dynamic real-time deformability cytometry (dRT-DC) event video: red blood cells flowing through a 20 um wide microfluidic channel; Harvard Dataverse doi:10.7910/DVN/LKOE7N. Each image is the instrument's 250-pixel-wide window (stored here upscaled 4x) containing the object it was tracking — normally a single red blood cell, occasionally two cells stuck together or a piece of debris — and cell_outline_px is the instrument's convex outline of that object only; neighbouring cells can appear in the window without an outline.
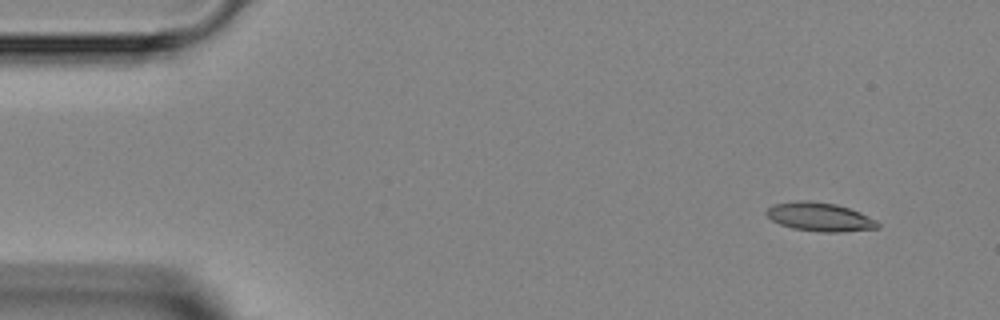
{"species": "Egyptian fruit bat (a non-hibernating species)", "species_latin": "Rousettus aegyptiacus", "temperature_condition": "room temperature", "stored_images_in_passage": 3, "camera_frame_rate_fps": 3000, "um_per_image_px": 0.085, "animal": {"sex": "female"}, "frame": {"image": 1, "passage_image": 1, "time_ms": 0.0, "image_size_px": [1000, 320], "cell_outline_px": [[880, 228], [844, 232], [820, 232], [792, 228], [780, 224], [772, 220], [764, 212], [772, 204], [796, 200], [812, 200], [836, 204], [860, 212], [876, 220], [880, 224]], "centroid_in_image_um": [69.68, 18.43], "position_along_channel_um": 15.3, "area_um2": 18.84}}
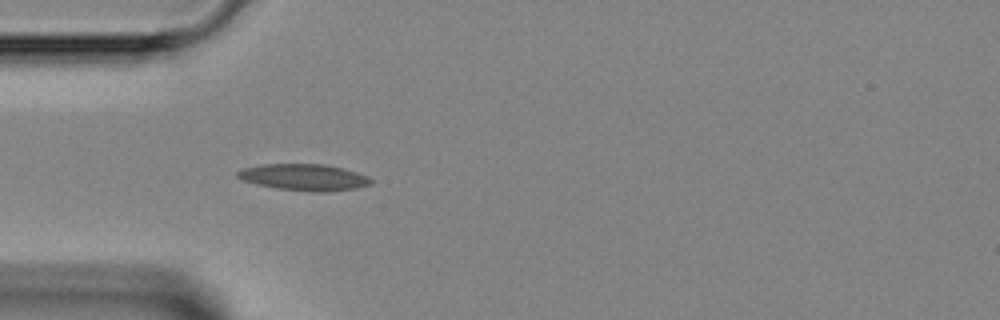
{"frame": {"image": 2, "passage_image": 3, "time_ms": 3.333, "image_size_px": [1000, 320], "cell_outline_px": [[372, 184], [356, 188], [324, 192], [320, 192], [276, 188], [256, 184], [244, 180], [236, 176], [236, 172], [244, 168], [260, 164], [324, 164], [344, 168], [368, 176], [372, 180]], "centroid_in_image_um": [25.86, 15.06], "position_along_channel_um": 59.1, "area_um2": 20.52}}